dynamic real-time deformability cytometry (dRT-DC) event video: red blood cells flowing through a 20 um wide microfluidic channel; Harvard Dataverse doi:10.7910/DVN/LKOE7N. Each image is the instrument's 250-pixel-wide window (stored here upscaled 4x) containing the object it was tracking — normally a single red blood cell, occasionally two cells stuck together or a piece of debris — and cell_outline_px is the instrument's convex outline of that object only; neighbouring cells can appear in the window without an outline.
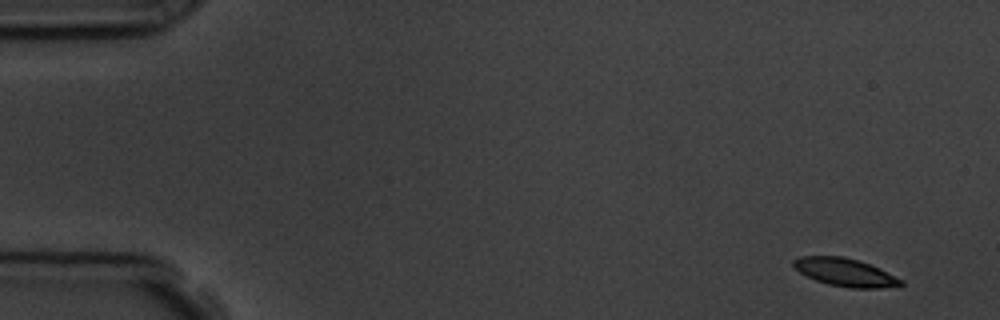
{"species": "common noctule bat (a hibernating species)", "species_latin": "Nyctalus noctula", "temperature_condition": "room temperature", "stored_images_in_passage": 5, "camera_frame_rate_fps": 3000, "um_per_image_px": 0.085, "animal": {"sex": "male", "body_mass_g": 19.5, "forearm_length_mm": 54.6}, "frame": {"image": 1, "passage_image": 1, "time_ms": 0.0, "image_size_px": [1000, 320], "cell_outline_px": [[904, 284], [880, 288], [852, 288], [828, 284], [816, 280], [800, 272], [792, 264], [792, 260], [800, 256], [844, 256], [880, 268], [904, 280]], "centroid_in_image_um": [71.84, 23.14], "position_along_channel_um": 13.2, "area_um2": 17.34}}
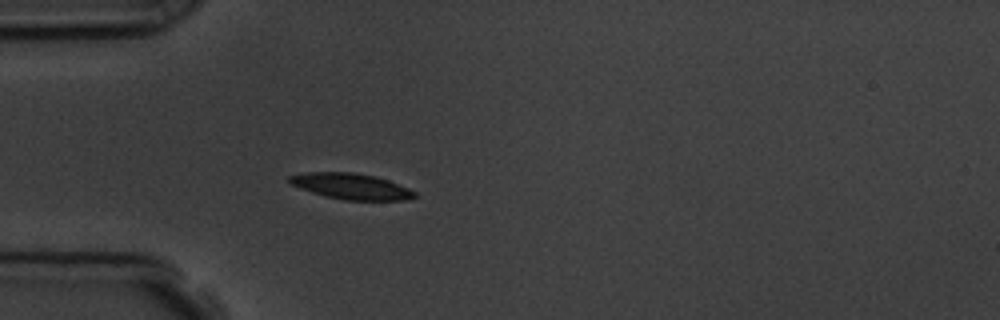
{"frame": {"image": 2, "passage_image": 5, "time_ms": 4.333, "image_size_px": [1000, 320], "cell_outline_px": [[416, 196], [408, 200], [344, 200], [324, 196], [300, 188], [292, 184], [288, 180], [288, 176], [304, 172], [352, 172], [376, 176], [388, 180], [408, 188], [416, 192]], "centroid_in_image_um": [29.84, 15.83], "position_along_channel_um": 55.2, "area_um2": 18.9}}